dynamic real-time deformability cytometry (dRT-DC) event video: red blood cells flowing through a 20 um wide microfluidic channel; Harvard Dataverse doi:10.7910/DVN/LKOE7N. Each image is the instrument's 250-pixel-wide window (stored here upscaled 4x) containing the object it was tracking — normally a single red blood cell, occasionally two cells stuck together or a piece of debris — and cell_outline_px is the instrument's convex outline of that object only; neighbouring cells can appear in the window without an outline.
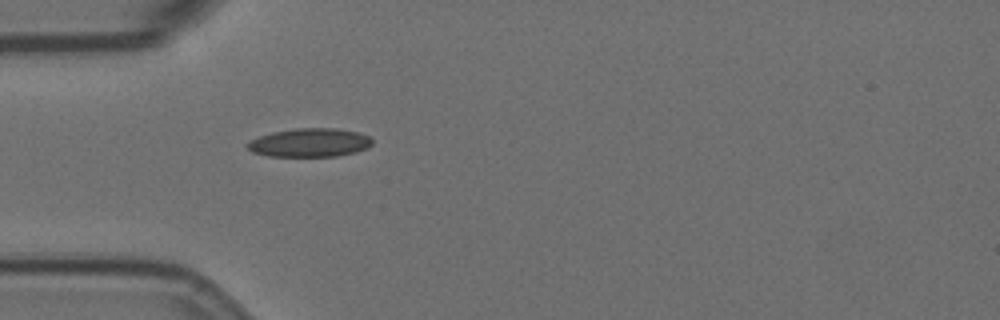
{"species": "Egyptian fruit bat (a non-hibernating species)", "species_latin": "Rousettus aegyptiacus", "temperature_condition": "room temperature", "stored_images_in_passage": 12, "camera_frame_rate_fps": 3000, "um_per_image_px": 0.085, "animal": {"sex": "female"}, "frame": {"image": 1, "passage_image": 1, "time_ms": 0.0, "image_size_px": [1000, 320], "cell_outline_px": [[372, 144], [368, 148], [356, 152], [336, 156], [268, 156], [252, 152], [244, 144], [260, 136], [272, 132], [296, 128], [336, 128], [356, 132], [368, 136], [372, 140]], "centroid_in_image_um": [26.32, 12.13], "position_along_channel_um": 58.7, "area_um2": 20.75}}
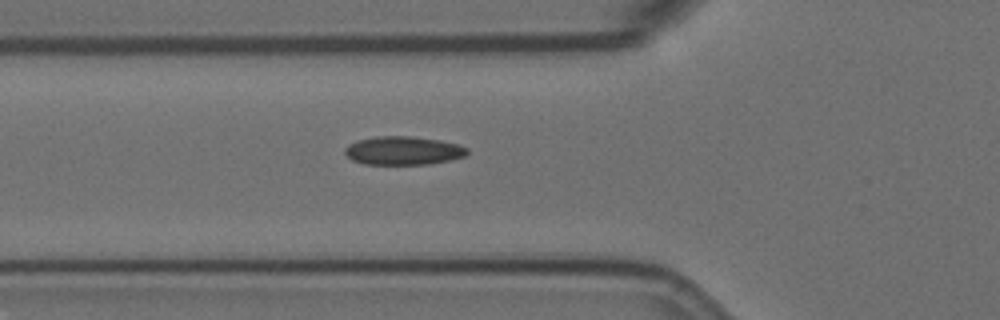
{"frame": {"image": 2, "passage_image": 4, "time_ms": 1.0, "image_size_px": [1000, 320], "cell_outline_px": [[468, 152], [464, 156], [448, 160], [428, 164], [364, 164], [352, 160], [344, 152], [344, 148], [348, 144], [356, 140], [376, 136], [412, 136], [440, 140], [456, 144], [468, 148]], "centroid_in_image_um": [34.23, 12.79], "position_along_channel_um": 91.6, "area_um2": 20.29}}
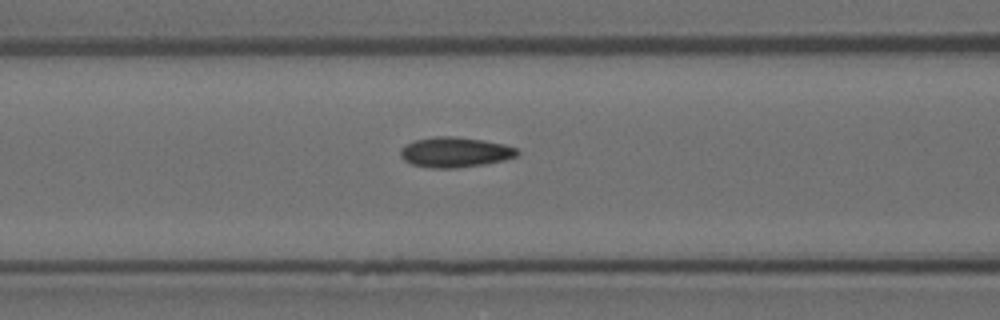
{"frame": {"image": 3, "passage_image": 7, "time_ms": 2.0, "image_size_px": [1000, 320], "cell_outline_px": [[520, 152], [516, 156], [504, 160], [484, 164], [456, 168], [432, 168], [412, 164], [404, 160], [400, 156], [400, 148], [416, 140], [436, 136], [452, 136], [484, 140], [504, 144], [516, 148]], "centroid_in_image_um": [38.68, 12.94], "position_along_channel_um": 127.9, "area_um2": 20.46}}